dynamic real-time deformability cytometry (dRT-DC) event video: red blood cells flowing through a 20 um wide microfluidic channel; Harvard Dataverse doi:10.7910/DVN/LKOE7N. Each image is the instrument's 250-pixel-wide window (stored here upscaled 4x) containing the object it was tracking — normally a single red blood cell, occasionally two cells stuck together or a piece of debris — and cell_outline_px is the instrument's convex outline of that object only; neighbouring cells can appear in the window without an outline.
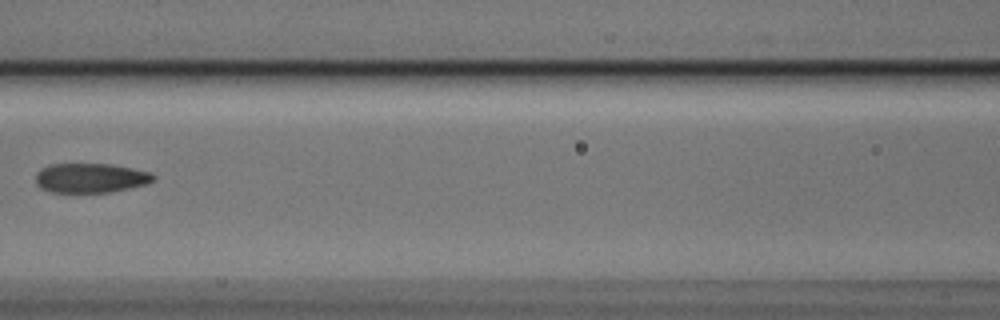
{"species": "Egyptian fruit bat (a non-hibernating species)", "species_latin": "Rousettus aegyptiacus", "temperature_condition": "cold", "stored_images_in_passage": 3, "camera_frame_rate_fps": 3000, "um_per_image_px": 0.085, "animal": {"sex": "male"}, "frame": {"image": 1, "passage_image": 3, "time_ms": 0.667, "image_size_px": [1000, 320], "cell_outline_px": [[156, 176], [152, 180], [144, 184], [112, 192], [52, 192], [40, 188], [36, 184], [36, 172], [40, 168], [48, 164], [112, 164], [152, 172]], "centroid_in_image_um": [7.66, 15.12], "position_along_channel_um": 158.9, "area_um2": 20.29}}